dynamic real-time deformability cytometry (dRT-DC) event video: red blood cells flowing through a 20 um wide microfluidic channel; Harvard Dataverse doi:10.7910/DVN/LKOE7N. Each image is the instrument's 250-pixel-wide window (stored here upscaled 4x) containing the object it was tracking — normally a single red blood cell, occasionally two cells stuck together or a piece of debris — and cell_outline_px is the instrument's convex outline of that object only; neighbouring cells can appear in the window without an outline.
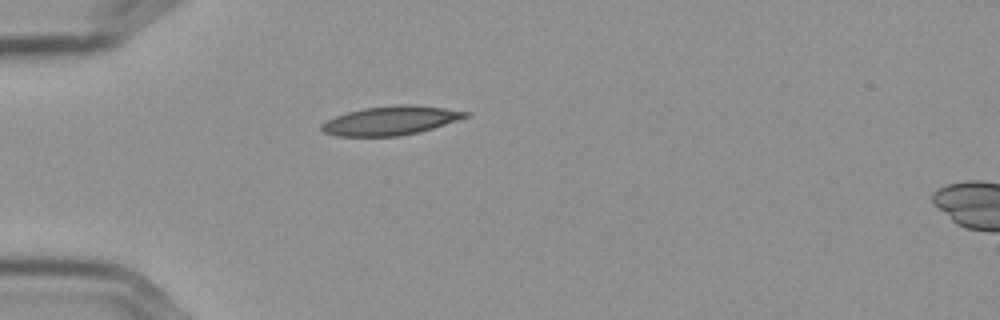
{"species": "Egyptian fruit bat (a non-hibernating species)", "species_latin": "Rousettus aegyptiacus", "temperature_condition": "cold", "stored_images_in_passage": 37, "camera_frame_rate_fps": 3000, "um_per_image_px": 0.085, "frame": {"image": 1, "passage_image": 1, "time_ms": 0.0, "image_size_px": [1000, 320], "cell_outline_px": [[472, 112], [468, 116], [420, 132], [400, 136], [336, 136], [324, 132], [320, 128], [320, 124], [336, 116], [348, 112], [364, 108], [396, 104], [412, 104], [444, 108]], "centroid_in_image_um": [33.2, 10.24], "position_along_channel_um": 51.8, "area_um2": 24.16}}
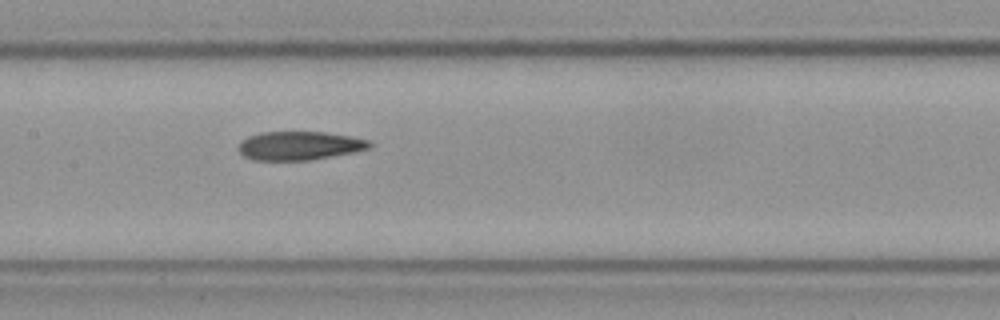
{"frame": {"image": 2, "passage_image": 13, "time_ms": 4.0, "image_size_px": [1000, 320], "cell_outline_px": [[372, 144], [368, 148], [352, 152], [308, 160], [252, 160], [244, 156], [240, 152], [240, 144], [248, 136], [260, 132], [324, 132], [352, 136], [368, 140]], "centroid_in_image_um": [25.44, 12.37], "position_along_channel_um": 182.0, "area_um2": 21.56}}
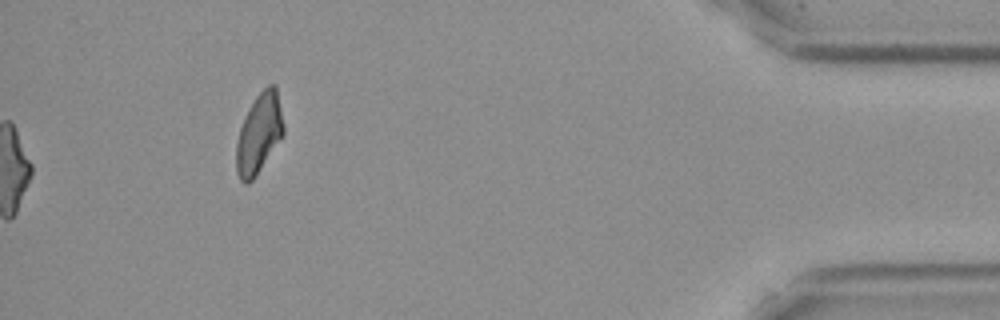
{"frame": {"image": 3, "passage_image": 37, "time_ms": 12.0, "image_size_px": [1000, 320], "cell_outline_px": [[284, 136], [256, 176], [248, 184], [244, 184], [240, 180], [236, 172], [236, 144], [240, 128], [256, 96], [268, 84], [276, 84], [284, 124]], "centroid_in_image_um": [22.04, 11.39], "position_along_channel_um": 413.2, "area_um2": 22.08}, "authors_computed_cell_mechanics": {"area_um2": 22.542, "velocity_mm_per_s": 3.5881, "shape_relaxation_time_tau1_ms": null, "shape_relaxation_time_tau2_ms": 3.1053, "deformation_change_tau1": null, "deformation_change_tau2": 0.092}}